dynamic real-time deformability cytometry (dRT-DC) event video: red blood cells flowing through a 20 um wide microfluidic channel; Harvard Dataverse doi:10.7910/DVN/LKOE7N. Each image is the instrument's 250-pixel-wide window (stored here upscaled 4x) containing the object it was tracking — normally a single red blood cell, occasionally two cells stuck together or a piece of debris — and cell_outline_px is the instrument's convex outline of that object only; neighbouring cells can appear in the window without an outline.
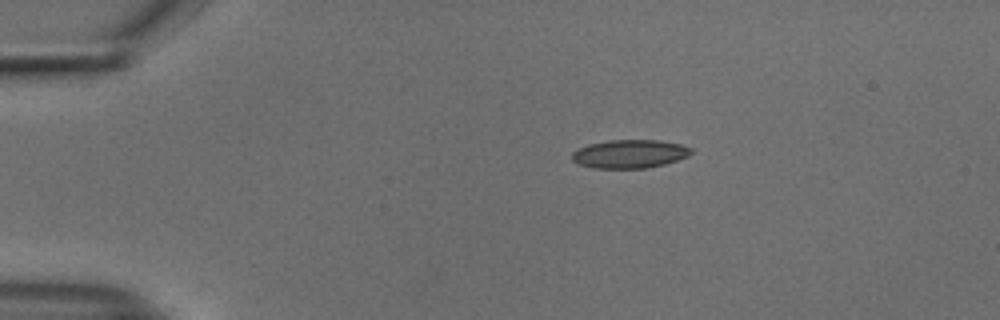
{"species": "common noctule bat (a hibernating species)", "species_latin": "Nyctalus noctula", "temperature_condition": "cold", "stored_images_in_passage": 44, "camera_frame_rate_fps": 3000, "um_per_image_px": 0.085, "animal": {"sex": "male", "body_mass_g": 18.8}, "frame": {"image": 1, "passage_image": 1, "time_ms": 0.0, "image_size_px": [1000, 320], "cell_outline_px": [[692, 152], [688, 156], [664, 164], [648, 168], [592, 168], [576, 164], [572, 160], [572, 152], [576, 148], [588, 144], [608, 140], [656, 140], [680, 144], [692, 148]], "centroid_in_image_um": [53.46, 13.08], "position_along_channel_um": 31.5, "area_um2": 19.88}}
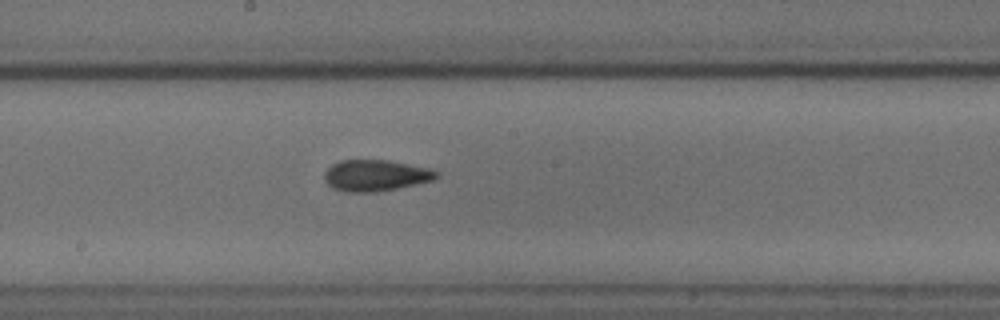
{"frame": {"image": 2, "passage_image": 20, "time_ms": 6.333, "image_size_px": [1000, 320], "cell_outline_px": [[440, 176], [432, 180], [396, 188], [376, 192], [344, 192], [332, 188], [324, 180], [324, 172], [332, 164], [340, 160], [388, 160], [432, 168], [440, 172]], "centroid_in_image_um": [31.93, 14.9], "position_along_channel_um": 216.3, "area_um2": 20.58}}
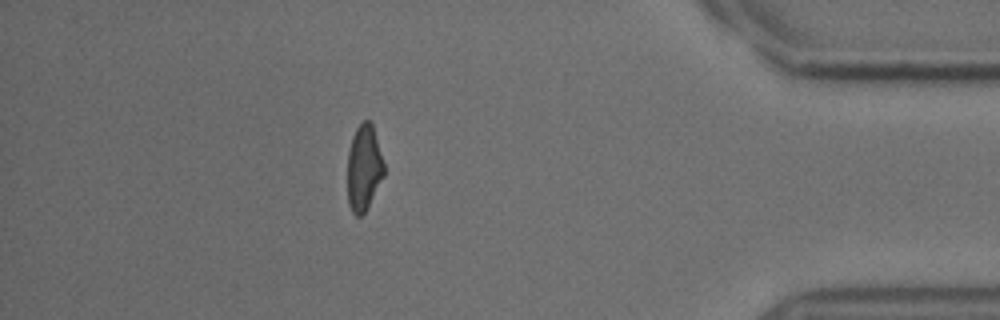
{"frame": {"image": 3, "passage_image": 38, "time_ms": 12.333, "image_size_px": [1000, 320], "cell_outline_px": [[384, 176], [368, 208], [360, 216], [356, 216], [352, 212], [348, 204], [348, 152], [352, 136], [356, 128], [364, 120], [368, 120], [372, 124], [384, 164]], "centroid_in_image_um": [30.93, 14.3], "position_along_channel_um": 404.3, "area_um2": 18.26}, "authors_computed_cell_mechanics": {"area_um2": 19.7965, "velocity_mm_per_s": 3.7794, "shape_relaxation_time_tau1_ms": 9.2266, "shape_relaxation_time_tau2_ms": 2.3739, "deformation_change_tau1": 0.1795, "deformation_change_tau2": 0.086}}